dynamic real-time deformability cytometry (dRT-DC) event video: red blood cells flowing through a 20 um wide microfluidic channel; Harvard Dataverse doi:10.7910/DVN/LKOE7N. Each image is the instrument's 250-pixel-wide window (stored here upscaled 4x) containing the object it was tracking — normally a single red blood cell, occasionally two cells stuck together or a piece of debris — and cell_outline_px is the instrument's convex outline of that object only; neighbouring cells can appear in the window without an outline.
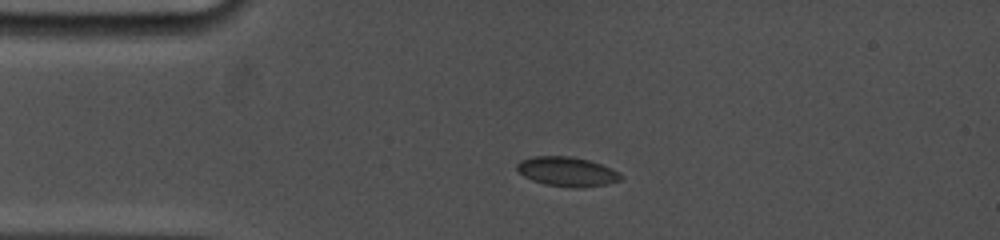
{"species": "common noctule bat (a hibernating species)", "species_latin": "Nyctalus noctula", "temperature_condition": "cold", "stored_images_in_passage": 6, "camera_frame_rate_fps": 5000, "um_per_image_px": 0.085, "animal": {"sex": "female", "body_mass_g": 19.0, "forearm_length_mm": 53.3}, "frame": {"image": 1, "passage_image": 5, "time_ms": 3.0, "image_size_px": [1000, 240], "cell_outline_px": [[624, 180], [608, 184], [580, 188], [572, 188], [544, 184], [532, 180], [524, 176], [516, 168], [516, 164], [520, 160], [532, 156], [572, 156], [588, 160], [612, 168], [624, 176]], "centroid_in_image_um": [48.23, 14.59], "position_along_channel_um": 36.8, "area_um2": 18.09}}